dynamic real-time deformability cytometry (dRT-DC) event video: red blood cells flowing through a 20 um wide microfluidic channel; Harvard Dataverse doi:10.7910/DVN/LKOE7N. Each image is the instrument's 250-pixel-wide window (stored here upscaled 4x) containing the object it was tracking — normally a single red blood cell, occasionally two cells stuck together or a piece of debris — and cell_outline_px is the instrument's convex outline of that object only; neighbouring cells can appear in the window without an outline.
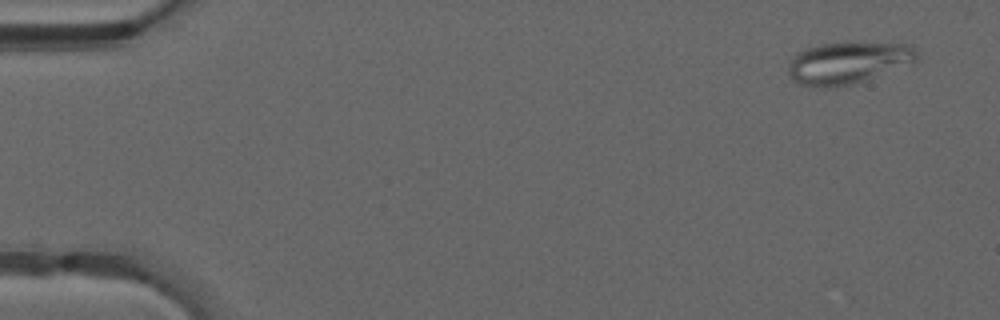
{"species": "common noctule bat (a hibernating species)", "species_latin": "Nyctalus noctula", "temperature_condition": "warm", "stored_images_in_passage": 49, "camera_frame_rate_fps": 3000, "um_per_image_px": 0.085, "animal": {"sex": "male", "forearm_length_mm": 52.5}, "frame": {"image": 1, "passage_image": 3, "time_ms": 0.667, "image_size_px": [1000, 320], "cell_outline_px": [[920, 60], [848, 84], [828, 88], [824, 88], [800, 84], [792, 80], [788, 76], [788, 68], [792, 56], [796, 52], [804, 48], [820, 44], [844, 40], [908, 44], [916, 48]], "centroid_in_image_um": [72.04, 5.27], "position_along_channel_um": 13.0, "area_um2": 31.85}}
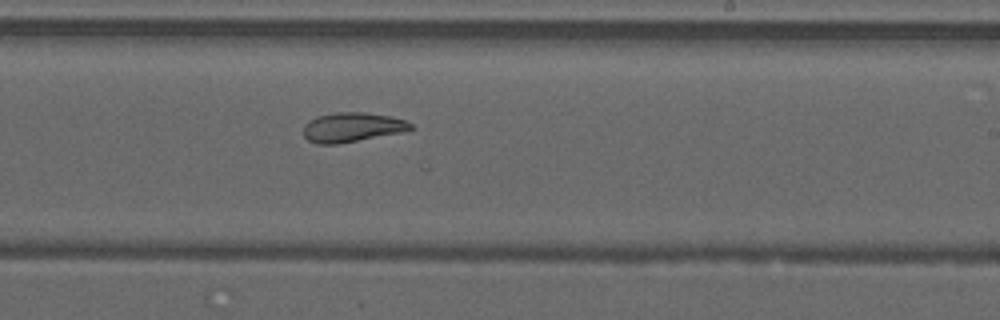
{"frame": {"image": 2, "passage_image": 30, "time_ms": 9.667, "image_size_px": [1000, 320], "cell_outline_px": [[416, 128], [400, 132], [336, 144], [316, 144], [308, 140], [304, 136], [304, 124], [308, 120], [316, 116], [336, 112], [364, 112], [388, 116], [404, 120], [412, 124]], "centroid_in_image_um": [29.88, 10.81], "position_along_channel_um": 259.1, "area_um2": 18.26}}
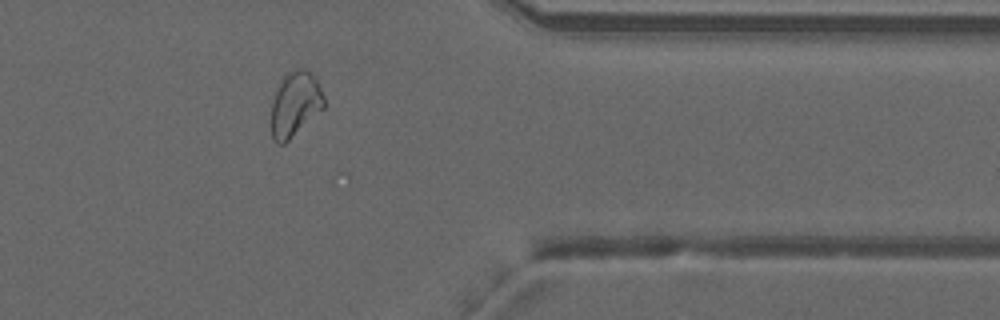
{"frame": {"image": 3, "passage_image": 40, "time_ms": 13.0, "image_size_px": [1000, 320], "cell_outline_px": [[324, 108], [284, 144], [276, 144], [272, 140], [268, 124], [272, 100], [276, 88], [284, 76], [292, 68], [308, 68], [316, 76], [324, 96]], "centroid_in_image_um": [25.04, 8.85], "position_along_channel_um": 386.4, "area_um2": 20.81}, "authors_computed_cell_mechanics": {"area_um2": 23.0044, "velocity_mm_per_s": 4.2214, "shape_relaxation_time_tau1_ms": null, "shape_relaxation_time_tau2_ms": 1.9454, "deformation_change_tau1": null, "deformation_change_tau2": 0.0753}}